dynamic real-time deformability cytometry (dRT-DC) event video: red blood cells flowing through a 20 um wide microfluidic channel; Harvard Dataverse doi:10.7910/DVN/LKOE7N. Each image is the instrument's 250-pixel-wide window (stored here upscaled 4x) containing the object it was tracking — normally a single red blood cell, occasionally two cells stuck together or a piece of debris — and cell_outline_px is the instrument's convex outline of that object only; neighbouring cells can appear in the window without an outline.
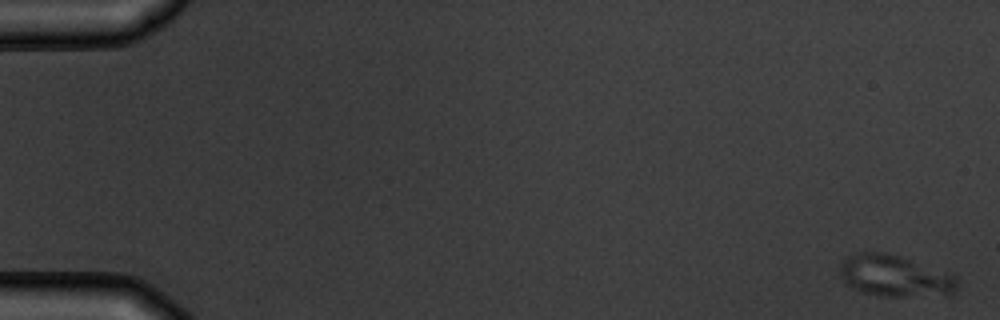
{"species": "common noctule bat (a hibernating species)", "species_latin": "Nyctalus noctula", "temperature_condition": "warm", "stored_images_in_passage": 7, "camera_frame_rate_fps": 3000, "um_per_image_px": 0.085, "animal": {"sex": "male", "body_mass_g": 19.5, "forearm_length_mm": 54.6}, "frame": {"image": 1, "passage_image": 1, "time_ms": 0.0, "image_size_px": [1000, 320], "cell_outline_px": [[956, 288], [952, 292], [900, 296], [880, 296], [860, 292], [852, 288], [840, 276], [840, 264], [848, 256], [856, 252], [888, 252], [900, 256], [956, 276]], "centroid_in_image_um": [75.94, 23.42], "position_along_channel_um": 9.1, "area_um2": 27.69}}
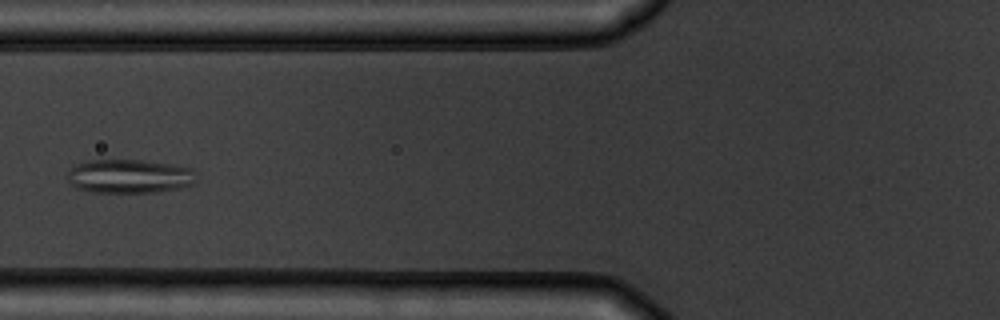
{"frame": {"image": 2, "passage_image": 6, "time_ms": 7.0, "image_size_px": [1000, 320], "cell_outline_px": [[196, 180], [192, 184], [180, 188], [152, 192], [92, 192], [76, 188], [68, 180], [68, 172], [76, 164], [92, 160], [140, 160], [172, 164], [192, 168], [196, 172]], "centroid_in_image_um": [11.02, 14.98], "position_along_channel_um": 114.8, "area_um2": 25.37}}